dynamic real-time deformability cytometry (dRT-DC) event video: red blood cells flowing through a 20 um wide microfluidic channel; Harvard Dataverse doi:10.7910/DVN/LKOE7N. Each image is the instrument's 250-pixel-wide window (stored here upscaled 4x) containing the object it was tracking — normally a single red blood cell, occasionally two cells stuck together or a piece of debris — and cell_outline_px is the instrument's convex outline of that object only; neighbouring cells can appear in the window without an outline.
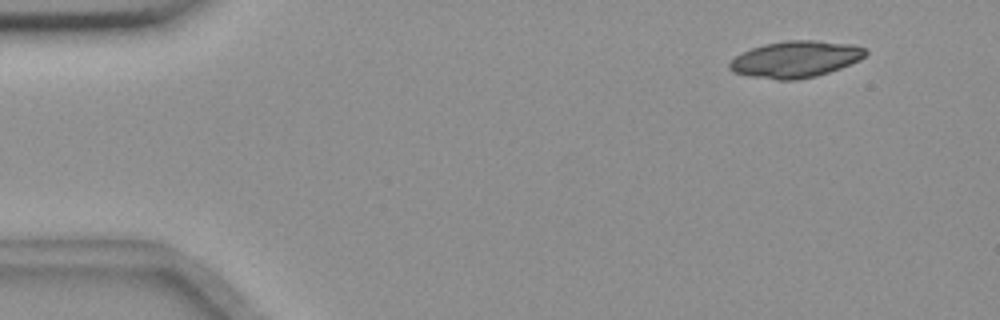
{"species": "common noctule bat (a hibernating species)", "species_latin": "Nyctalus noctula", "temperature_condition": "room temperature", "stored_images_in_passage": 5, "camera_frame_rate_fps": 3000, "um_per_image_px": 0.085, "animal": {"sex": "female", "body_mass_g": 18.4}, "frame": {"image": 1, "passage_image": 2, "time_ms": 1.333, "image_size_px": [1000, 320], "cell_outline_px": [[868, 52], [860, 60], [840, 68], [816, 76], [796, 80], [776, 80], [752, 76], [732, 72], [728, 68], [728, 64], [736, 56], [752, 48], [764, 44], [788, 40], [816, 40], [856, 44], [868, 48]], "centroid_in_image_um": [67.67, 5.03], "position_along_channel_um": 17.3, "area_um2": 29.07}}